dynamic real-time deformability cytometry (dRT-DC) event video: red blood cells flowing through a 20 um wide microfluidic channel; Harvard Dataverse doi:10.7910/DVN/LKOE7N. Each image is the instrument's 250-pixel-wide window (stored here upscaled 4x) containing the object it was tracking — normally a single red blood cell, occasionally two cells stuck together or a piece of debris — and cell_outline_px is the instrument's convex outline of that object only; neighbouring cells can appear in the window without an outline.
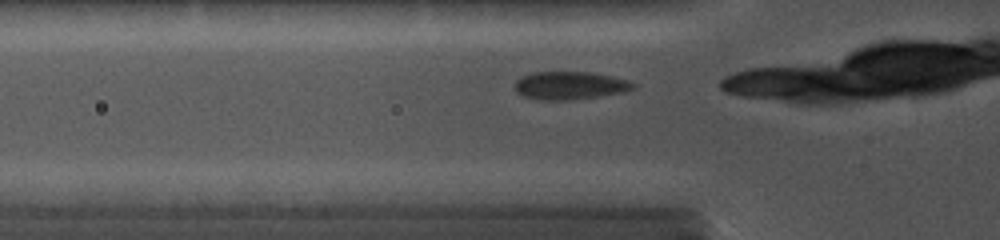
{"species": "common noctule bat (a hibernating species)", "species_latin": "Nyctalus noctula", "temperature_condition": "cold", "stored_images_in_passage": 6, "camera_frame_rate_fps": 5000, "um_per_image_px": 0.085, "animal": {"sex": "female", "body_mass_g": 19.0, "forearm_length_mm": 56.7}, "frame": {"image": 1, "passage_image": 2, "time_ms": 0.2, "image_size_px": [1000, 240], "cell_outline_px": [[636, 88], [624, 92], [600, 96], [572, 100], [536, 100], [524, 96], [516, 92], [516, 80], [520, 76], [532, 72], [588, 72], [612, 76], [628, 80], [636, 84]], "centroid_in_image_um": [48.44, 7.27], "position_along_channel_um": 77.4, "area_um2": 19.48}}